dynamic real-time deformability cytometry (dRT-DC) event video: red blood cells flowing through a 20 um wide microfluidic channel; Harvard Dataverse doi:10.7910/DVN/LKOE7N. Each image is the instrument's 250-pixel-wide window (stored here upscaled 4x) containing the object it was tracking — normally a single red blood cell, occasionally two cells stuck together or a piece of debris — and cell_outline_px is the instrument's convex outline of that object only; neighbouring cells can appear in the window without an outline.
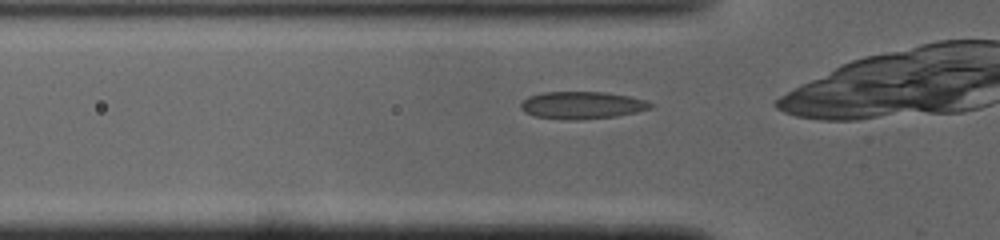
{"species": "common noctule bat (a hibernating species)", "species_latin": "Nyctalus noctula", "temperature_condition": "cold", "stored_images_in_passage": 26, "camera_frame_rate_fps": 3000, "um_per_image_px": 0.085, "animal": {"sex": "male", "body_mass_g": 19.0, "forearm_length_mm": 50.8}, "frame": {"image": 1, "passage_image": 2, "time_ms": 0.333, "image_size_px": [1000, 240], "cell_outline_px": [[656, 104], [652, 108], [636, 112], [616, 116], [580, 120], [560, 120], [536, 116], [524, 112], [520, 108], [520, 104], [528, 96], [544, 92], [604, 92], [628, 96], [644, 100]], "centroid_in_image_um": [49.47, 8.95], "position_along_channel_um": 76.3, "area_um2": 20.81}}
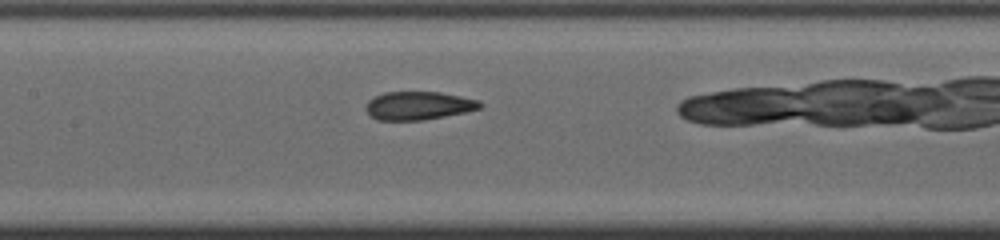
{"frame": {"image": 2, "passage_image": 9, "time_ms": 2.667, "image_size_px": [1000, 240], "cell_outline_px": [[484, 104], [480, 108], [464, 112], [424, 120], [376, 120], [364, 108], [368, 100], [384, 92], [440, 92], [480, 100]], "centroid_in_image_um": [35.57, 8.97], "position_along_channel_um": 171.8, "area_um2": 18.79}}
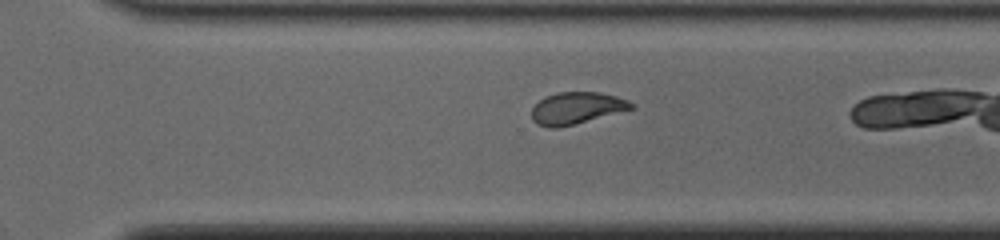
{"frame": {"image": 3, "passage_image": 20, "time_ms": 6.333, "image_size_px": [1000, 240], "cell_outline_px": [[636, 108], [556, 128], [548, 128], [536, 124], [532, 120], [532, 108], [544, 96], [556, 92], [600, 92], [616, 96], [628, 100], [636, 104]], "centroid_in_image_um": [49.01, 9.17], "position_along_channel_um": 321.6, "area_um2": 18.55}}